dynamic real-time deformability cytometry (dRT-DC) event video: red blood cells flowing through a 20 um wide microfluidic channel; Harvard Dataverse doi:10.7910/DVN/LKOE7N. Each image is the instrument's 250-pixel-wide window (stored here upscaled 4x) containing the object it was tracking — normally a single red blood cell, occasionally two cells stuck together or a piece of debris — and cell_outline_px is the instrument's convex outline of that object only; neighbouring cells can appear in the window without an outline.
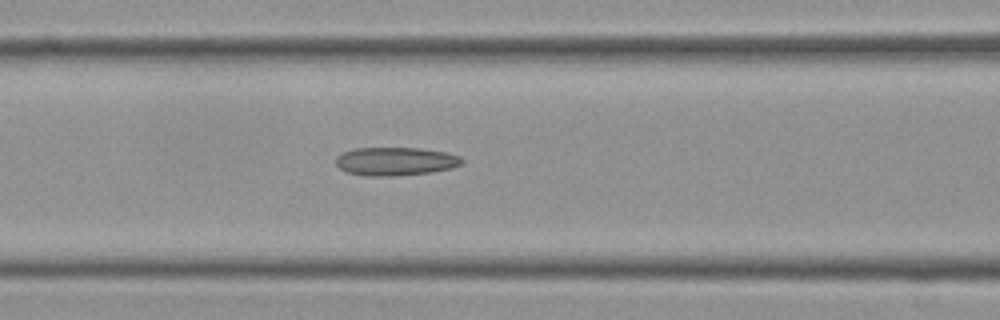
{"species": "Egyptian fruit bat (a non-hibernating species)", "species_latin": "Rousettus aegyptiacus", "temperature_condition": "cold", "stored_images_in_passage": 17, "camera_frame_rate_fps": 3000, "um_per_image_px": 0.085, "frame": {"image": 1, "passage_image": 12, "time_ms": 3.667, "image_size_px": [1000, 320], "cell_outline_px": [[464, 160], [460, 164], [452, 168], [428, 172], [392, 176], [368, 176], [348, 172], [340, 168], [336, 164], [336, 156], [344, 152], [356, 148], [420, 148], [448, 152], [460, 156]], "centroid_in_image_um": [33.63, 13.7], "position_along_channel_um": 133.0, "area_um2": 20.69}}
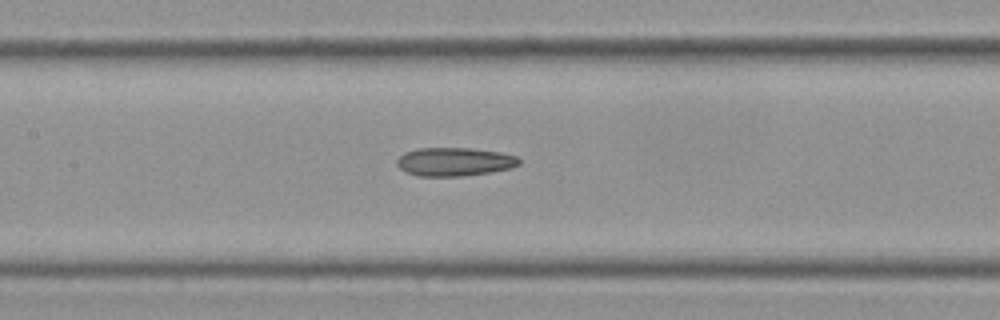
{"frame": {"image": 2, "passage_image": 15, "time_ms": 4.667, "image_size_px": [1000, 320], "cell_outline_px": [[520, 164], [512, 168], [488, 172], [460, 176], [416, 176], [404, 172], [396, 164], [396, 160], [404, 152], [416, 148], [468, 148], [500, 152], [516, 156], [520, 160]], "centroid_in_image_um": [38.58, 13.75], "position_along_channel_um": 168.8, "area_um2": 20.35}}